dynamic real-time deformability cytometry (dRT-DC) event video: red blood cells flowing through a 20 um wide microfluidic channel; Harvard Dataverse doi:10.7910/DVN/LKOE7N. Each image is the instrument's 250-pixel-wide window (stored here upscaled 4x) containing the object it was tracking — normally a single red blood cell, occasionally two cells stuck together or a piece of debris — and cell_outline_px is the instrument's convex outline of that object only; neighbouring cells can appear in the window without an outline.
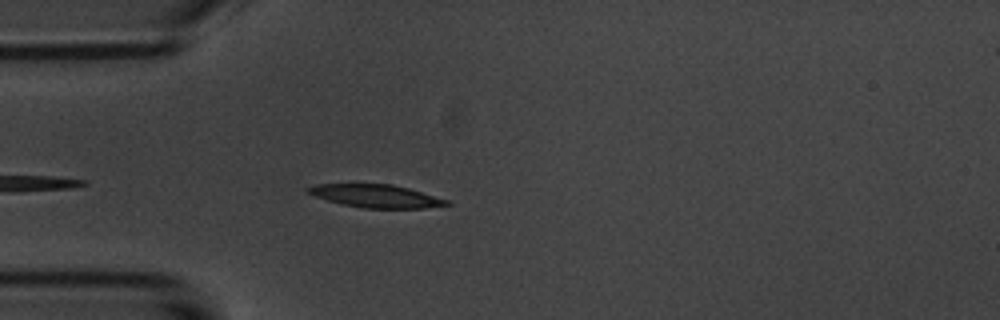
{"species": "common noctule bat (a hibernating species)", "species_latin": "Nyctalus noctula", "temperature_condition": "room temperature", "stored_images_in_passage": 4, "camera_frame_rate_fps": 3000, "um_per_image_px": 0.085, "animal": {"sex": "male", "body_mass_g": 20.1, "forearm_length_mm": 53.5}, "frame": {"image": 1, "passage_image": 4, "time_ms": 3.333, "image_size_px": [1000, 320], "cell_outline_px": [[452, 204], [424, 208], [364, 208], [344, 204], [328, 200], [304, 192], [304, 188], [316, 184], [392, 184], [408, 188], [448, 200]], "centroid_in_image_um": [31.93, 16.65], "position_along_channel_um": 53.1, "area_um2": 18.38}}